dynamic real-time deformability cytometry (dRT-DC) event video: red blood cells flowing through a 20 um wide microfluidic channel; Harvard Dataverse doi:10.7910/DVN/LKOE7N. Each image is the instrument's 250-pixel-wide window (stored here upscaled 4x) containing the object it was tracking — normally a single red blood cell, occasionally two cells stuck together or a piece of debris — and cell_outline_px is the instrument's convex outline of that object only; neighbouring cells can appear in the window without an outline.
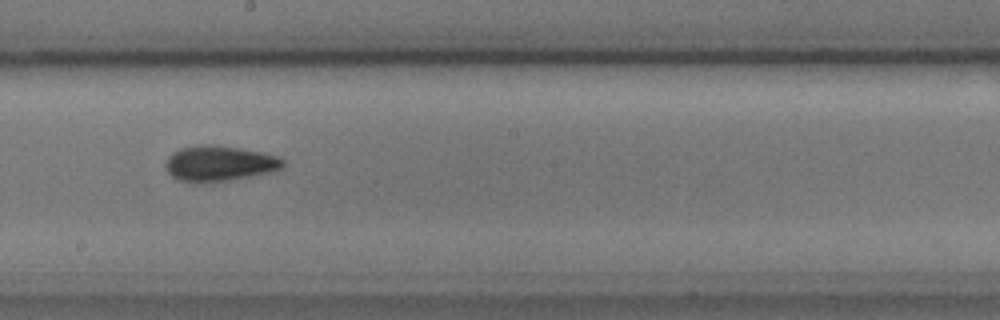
{"species": "common noctule bat (a hibernating species)", "species_latin": "Nyctalus noctula", "temperature_condition": "cold", "stored_images_in_passage": 11, "camera_frame_rate_fps": 3000, "um_per_image_px": 0.085, "animal": {"sex": "male", "body_mass_g": 17.9, "forearm_length_mm": 54.2}, "frame": {"image": 1, "passage_image": 7, "time_ms": 8.333, "image_size_px": [1000, 320], "cell_outline_px": [[284, 164], [280, 168], [268, 172], [252, 176], [224, 180], [180, 180], [172, 176], [164, 168], [164, 160], [172, 152], [180, 148], [196, 144], [208, 144], [240, 148], [264, 152], [276, 156], [284, 160]], "centroid_in_image_um": [18.6, 13.84], "position_along_channel_um": 229.6, "area_um2": 23.81}}
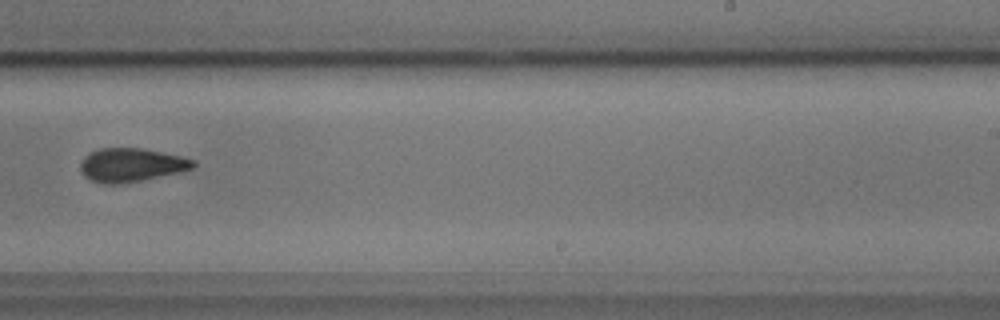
{"frame": {"image": 2, "passage_image": 8, "time_ms": 9.667, "image_size_px": [1000, 320], "cell_outline_px": [[196, 168], [140, 180], [120, 184], [104, 184], [88, 180], [80, 172], [80, 164], [84, 156], [100, 148], [140, 148], [180, 156], [196, 160]], "centroid_in_image_um": [11.13, 14.03], "position_along_channel_um": 277.9, "area_um2": 22.02}}
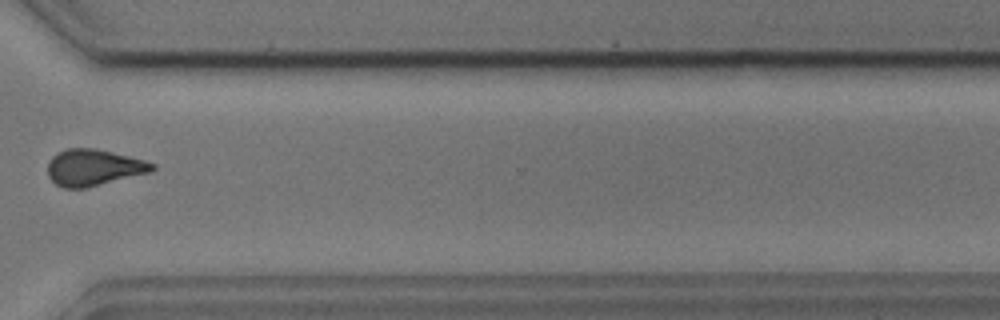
{"frame": {"image": 3, "passage_image": 10, "time_ms": 12.0, "image_size_px": [1000, 320], "cell_outline_px": [[156, 168], [152, 172], [84, 188], [64, 188], [56, 184], [48, 176], [48, 160], [52, 156], [68, 148], [96, 148], [144, 160], [156, 164]], "centroid_in_image_um": [7.97, 14.24], "position_along_channel_um": 362.6, "area_um2": 22.14}, "authors_computed_cell_mechanics": {"area_um2": 22.831, "velocity_mm_per_s": 3.6264, "shape_relaxation_time_tau1_ms": 2.819, "shape_relaxation_time_tau2_ms": null, "deformation_change_tau1": 0.1017, "deformation_change_tau2": null}}